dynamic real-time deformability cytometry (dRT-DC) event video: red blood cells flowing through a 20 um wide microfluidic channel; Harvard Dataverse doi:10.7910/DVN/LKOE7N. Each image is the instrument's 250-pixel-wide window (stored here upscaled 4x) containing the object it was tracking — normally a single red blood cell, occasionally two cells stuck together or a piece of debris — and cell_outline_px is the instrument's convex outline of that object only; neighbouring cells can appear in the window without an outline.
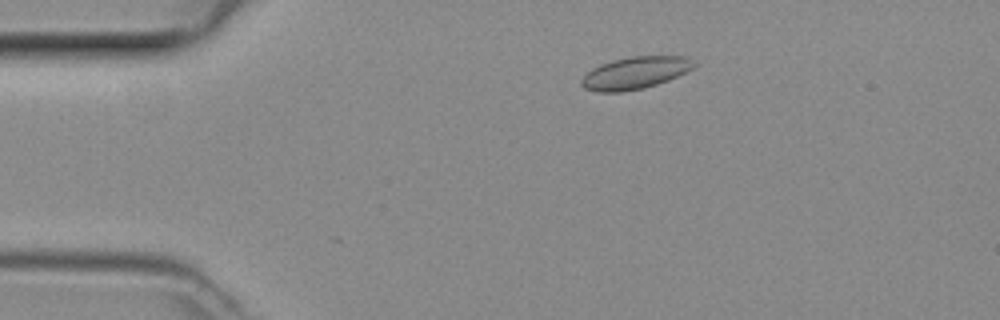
{"species": "common noctule bat (a hibernating species)", "species_latin": "Nyctalus noctula", "temperature_condition": "room temperature", "stored_images_in_passage": 37, "camera_frame_rate_fps": 3000, "um_per_image_px": 0.085, "animal": {"sex": "female", "body_mass_g": 29.2, "forearm_length_mm": 56.3}, "frame": {"image": 1, "passage_image": 7, "time_ms": 2.0, "image_size_px": [1000, 320], "cell_outline_px": [[696, 64], [692, 68], [668, 80], [656, 84], [640, 88], [620, 92], [596, 92], [584, 88], [580, 84], [580, 80], [592, 68], [600, 64], [612, 60], [632, 56], [684, 56], [692, 60]], "centroid_in_image_um": [53.93, 6.19], "position_along_channel_um": 31.1, "area_um2": 20.87}}
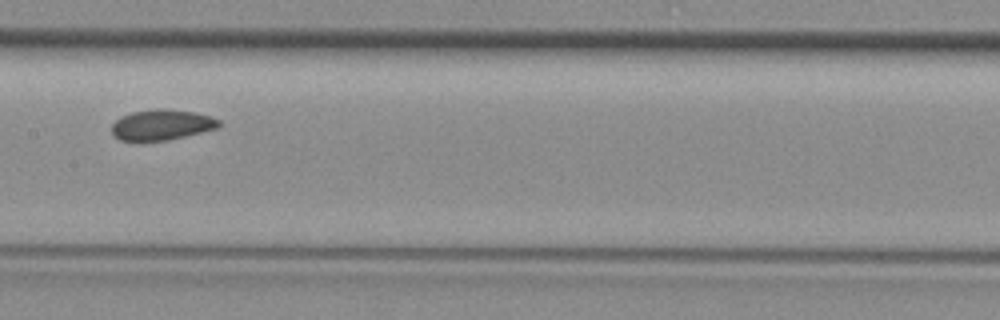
{"frame": {"image": 2, "passage_image": 22, "time_ms": 7.0, "image_size_px": [1000, 320], "cell_outline_px": [[224, 124], [216, 128], [168, 140], [120, 140], [112, 136], [112, 124], [120, 116], [132, 112], [160, 108], [164, 108], [196, 112], [212, 116], [220, 120]], "centroid_in_image_um": [13.76, 10.59], "position_along_channel_um": 193.6, "area_um2": 19.13}}
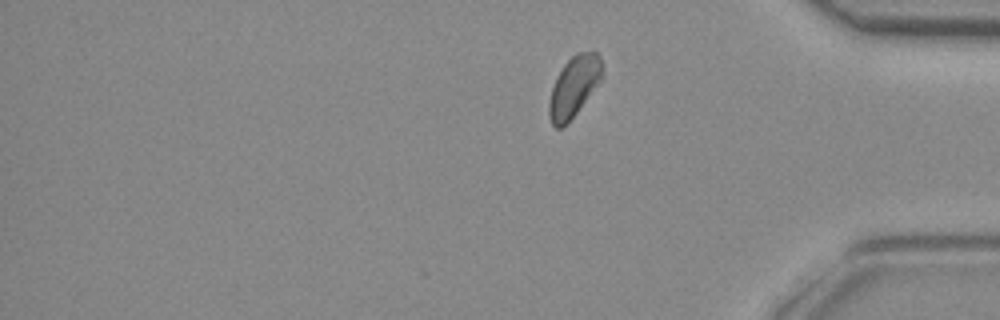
{"frame": {"image": 3, "passage_image": 37, "time_ms": 12.0, "image_size_px": [1000, 320], "cell_outline_px": [[604, 76], [576, 112], [560, 128], [556, 128], [552, 124], [548, 116], [548, 104], [552, 88], [556, 76], [564, 64], [576, 52], [596, 52], [600, 56], [604, 72]], "centroid_in_image_um": [48.79, 7.31], "position_along_channel_um": 386.4, "area_um2": 18.55}}